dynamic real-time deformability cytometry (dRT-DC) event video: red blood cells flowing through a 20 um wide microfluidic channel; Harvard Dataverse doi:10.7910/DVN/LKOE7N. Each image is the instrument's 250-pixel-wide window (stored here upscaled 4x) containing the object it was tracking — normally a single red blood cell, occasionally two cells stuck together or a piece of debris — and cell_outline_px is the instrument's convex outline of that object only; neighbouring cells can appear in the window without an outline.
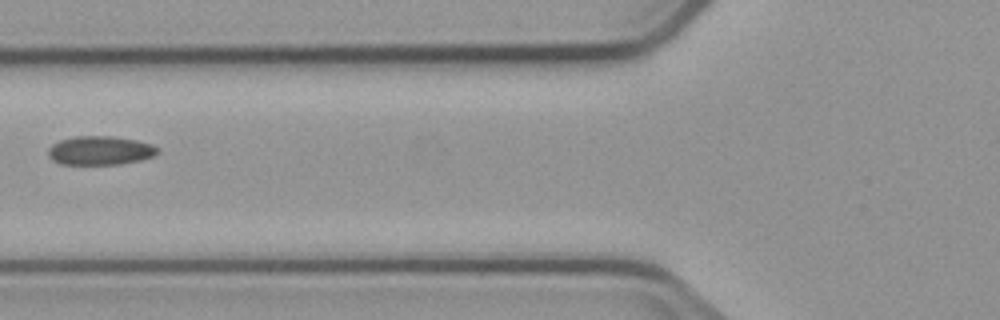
{"species": "common noctule bat (a hibernating species)", "species_latin": "Nyctalus noctula", "temperature_condition": "cold", "stored_images_in_passage": 4, "camera_frame_rate_fps": 3000, "um_per_image_px": 0.085, "animal": {"sex": "male", "body_mass_g": 23.1, "forearm_length_mm": 52.7}, "frame": {"image": 1, "passage_image": 4, "time_ms": 4.333, "image_size_px": [1000, 320], "cell_outline_px": [[160, 152], [152, 156], [140, 160], [120, 164], [60, 164], [52, 160], [48, 156], [48, 148], [52, 144], [60, 140], [76, 136], [112, 136], [136, 140], [152, 144], [160, 148]], "centroid_in_image_um": [8.51, 12.79], "position_along_channel_um": 117.3, "area_um2": 18.5}}